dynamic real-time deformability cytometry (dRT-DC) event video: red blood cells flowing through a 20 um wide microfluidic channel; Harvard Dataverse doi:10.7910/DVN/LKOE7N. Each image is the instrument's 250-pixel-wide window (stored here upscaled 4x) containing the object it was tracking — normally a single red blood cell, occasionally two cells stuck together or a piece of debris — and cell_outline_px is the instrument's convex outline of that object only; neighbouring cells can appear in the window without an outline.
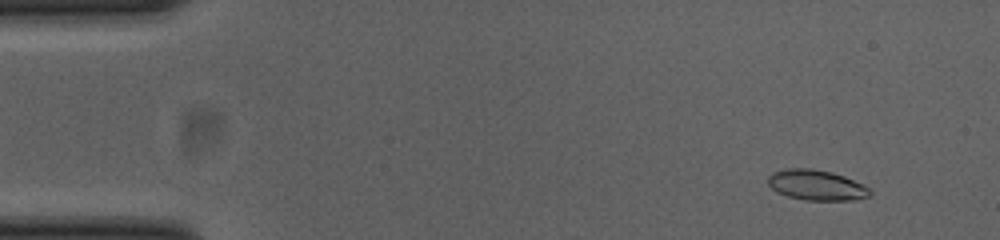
{"species": "common noctule bat (a hibernating species)", "species_latin": "Nyctalus noctula", "temperature_condition": "cold", "stored_images_in_passage": 14, "camera_frame_rate_fps": 3000, "um_per_image_px": 0.085, "animal": {"sex": "female", "body_mass_g": 23.0, "forearm_length_mm": 53.4}, "frame": {"image": 1, "passage_image": 3, "time_ms": 0.667, "image_size_px": [1000, 240], "cell_outline_px": [[872, 196], [856, 200], [804, 200], [788, 196], [776, 192], [768, 184], [768, 176], [772, 172], [784, 168], [812, 168], [832, 172], [844, 176], [864, 184], [872, 192]], "centroid_in_image_um": [69.41, 15.73], "position_along_channel_um": 15.6, "area_um2": 18.32}}